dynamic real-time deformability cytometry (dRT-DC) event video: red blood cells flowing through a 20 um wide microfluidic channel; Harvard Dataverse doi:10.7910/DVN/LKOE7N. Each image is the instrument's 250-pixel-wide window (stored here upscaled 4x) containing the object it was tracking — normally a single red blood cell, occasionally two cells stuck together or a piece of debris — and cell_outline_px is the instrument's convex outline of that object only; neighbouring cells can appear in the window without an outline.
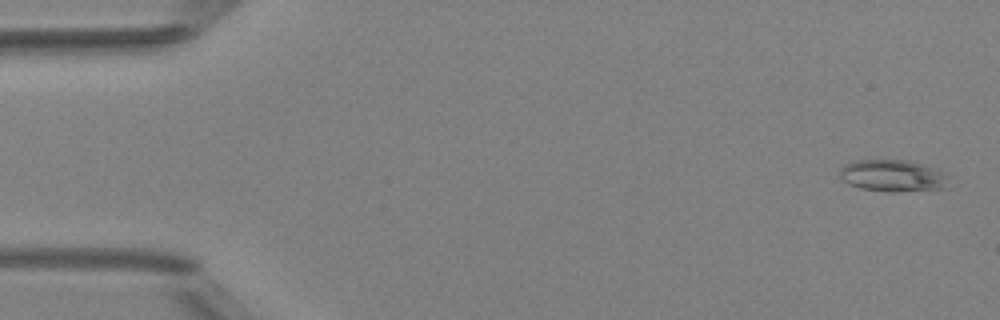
{"species": "Egyptian fruit bat (a non-hibernating species)", "species_latin": "Rousettus aegyptiacus", "temperature_condition": "room temperature", "stored_images_in_passage": 4, "camera_frame_rate_fps": 3000, "um_per_image_px": 0.085, "animal": {"sex": "female"}, "frame": {"image": 1, "passage_image": 1, "time_ms": 0.0, "image_size_px": [1000, 320], "cell_outline_px": [[948, 188], [896, 192], [892, 192], [860, 188], [848, 184], [840, 180], [840, 168], [844, 164], [852, 160], [908, 160], [936, 168], [940, 172]], "centroid_in_image_um": [75.78, 14.93], "position_along_channel_um": 9.2, "area_um2": 20.11}}